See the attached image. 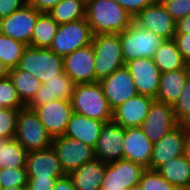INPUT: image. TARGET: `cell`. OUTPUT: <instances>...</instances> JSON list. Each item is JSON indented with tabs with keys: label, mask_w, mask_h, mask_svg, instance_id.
<instances>
[{
	"label": "cell",
	"mask_w": 190,
	"mask_h": 190,
	"mask_svg": "<svg viewBox=\"0 0 190 190\" xmlns=\"http://www.w3.org/2000/svg\"><path fill=\"white\" fill-rule=\"evenodd\" d=\"M85 19L93 35L121 33L133 21L116 0H86Z\"/></svg>",
	"instance_id": "obj_1"
},
{
	"label": "cell",
	"mask_w": 190,
	"mask_h": 190,
	"mask_svg": "<svg viewBox=\"0 0 190 190\" xmlns=\"http://www.w3.org/2000/svg\"><path fill=\"white\" fill-rule=\"evenodd\" d=\"M72 110L87 118L112 121L113 110L107 102L99 82L76 84L71 98Z\"/></svg>",
	"instance_id": "obj_2"
},
{
	"label": "cell",
	"mask_w": 190,
	"mask_h": 190,
	"mask_svg": "<svg viewBox=\"0 0 190 190\" xmlns=\"http://www.w3.org/2000/svg\"><path fill=\"white\" fill-rule=\"evenodd\" d=\"M96 82L125 67L119 33L93 35Z\"/></svg>",
	"instance_id": "obj_3"
},
{
	"label": "cell",
	"mask_w": 190,
	"mask_h": 190,
	"mask_svg": "<svg viewBox=\"0 0 190 190\" xmlns=\"http://www.w3.org/2000/svg\"><path fill=\"white\" fill-rule=\"evenodd\" d=\"M17 67L32 74L42 84L64 71L63 57L58 56L50 48L31 46L24 49Z\"/></svg>",
	"instance_id": "obj_4"
},
{
	"label": "cell",
	"mask_w": 190,
	"mask_h": 190,
	"mask_svg": "<svg viewBox=\"0 0 190 190\" xmlns=\"http://www.w3.org/2000/svg\"><path fill=\"white\" fill-rule=\"evenodd\" d=\"M125 64L139 58H152L164 39L137 25L134 21L119 33Z\"/></svg>",
	"instance_id": "obj_5"
},
{
	"label": "cell",
	"mask_w": 190,
	"mask_h": 190,
	"mask_svg": "<svg viewBox=\"0 0 190 190\" xmlns=\"http://www.w3.org/2000/svg\"><path fill=\"white\" fill-rule=\"evenodd\" d=\"M14 138L27 152L47 149L53 144L37 114L26 106L18 112Z\"/></svg>",
	"instance_id": "obj_6"
},
{
	"label": "cell",
	"mask_w": 190,
	"mask_h": 190,
	"mask_svg": "<svg viewBox=\"0 0 190 190\" xmlns=\"http://www.w3.org/2000/svg\"><path fill=\"white\" fill-rule=\"evenodd\" d=\"M93 34L85 18L59 25L50 49L58 56L64 57L76 49L92 43Z\"/></svg>",
	"instance_id": "obj_7"
},
{
	"label": "cell",
	"mask_w": 190,
	"mask_h": 190,
	"mask_svg": "<svg viewBox=\"0 0 190 190\" xmlns=\"http://www.w3.org/2000/svg\"><path fill=\"white\" fill-rule=\"evenodd\" d=\"M145 169L142 165L126 159L106 164L100 190H126L137 185Z\"/></svg>",
	"instance_id": "obj_8"
},
{
	"label": "cell",
	"mask_w": 190,
	"mask_h": 190,
	"mask_svg": "<svg viewBox=\"0 0 190 190\" xmlns=\"http://www.w3.org/2000/svg\"><path fill=\"white\" fill-rule=\"evenodd\" d=\"M52 147L56 151L61 166L67 175L84 163L96 158L92 146L64 135L53 138Z\"/></svg>",
	"instance_id": "obj_9"
},
{
	"label": "cell",
	"mask_w": 190,
	"mask_h": 190,
	"mask_svg": "<svg viewBox=\"0 0 190 190\" xmlns=\"http://www.w3.org/2000/svg\"><path fill=\"white\" fill-rule=\"evenodd\" d=\"M41 14L27 3L0 20V33L31 46L32 33Z\"/></svg>",
	"instance_id": "obj_10"
},
{
	"label": "cell",
	"mask_w": 190,
	"mask_h": 190,
	"mask_svg": "<svg viewBox=\"0 0 190 190\" xmlns=\"http://www.w3.org/2000/svg\"><path fill=\"white\" fill-rule=\"evenodd\" d=\"M178 125L173 106L154 100L140 128L145 136L155 143Z\"/></svg>",
	"instance_id": "obj_11"
},
{
	"label": "cell",
	"mask_w": 190,
	"mask_h": 190,
	"mask_svg": "<svg viewBox=\"0 0 190 190\" xmlns=\"http://www.w3.org/2000/svg\"><path fill=\"white\" fill-rule=\"evenodd\" d=\"M189 133L190 129L187 125L179 124L158 142L153 143L150 169L157 170L169 160L182 156Z\"/></svg>",
	"instance_id": "obj_12"
},
{
	"label": "cell",
	"mask_w": 190,
	"mask_h": 190,
	"mask_svg": "<svg viewBox=\"0 0 190 190\" xmlns=\"http://www.w3.org/2000/svg\"><path fill=\"white\" fill-rule=\"evenodd\" d=\"M33 110L52 138L63 136L73 113L71 101L56 99Z\"/></svg>",
	"instance_id": "obj_13"
},
{
	"label": "cell",
	"mask_w": 190,
	"mask_h": 190,
	"mask_svg": "<svg viewBox=\"0 0 190 190\" xmlns=\"http://www.w3.org/2000/svg\"><path fill=\"white\" fill-rule=\"evenodd\" d=\"M136 86L137 93L156 99L161 72L152 58H139L125 64Z\"/></svg>",
	"instance_id": "obj_14"
},
{
	"label": "cell",
	"mask_w": 190,
	"mask_h": 190,
	"mask_svg": "<svg viewBox=\"0 0 190 190\" xmlns=\"http://www.w3.org/2000/svg\"><path fill=\"white\" fill-rule=\"evenodd\" d=\"M133 21L164 40L173 39L176 32V21L162 4L154 3L147 6L133 18Z\"/></svg>",
	"instance_id": "obj_15"
},
{
	"label": "cell",
	"mask_w": 190,
	"mask_h": 190,
	"mask_svg": "<svg viewBox=\"0 0 190 190\" xmlns=\"http://www.w3.org/2000/svg\"><path fill=\"white\" fill-rule=\"evenodd\" d=\"M99 83L112 110L138 94L126 67L115 70L111 75L101 79Z\"/></svg>",
	"instance_id": "obj_16"
},
{
	"label": "cell",
	"mask_w": 190,
	"mask_h": 190,
	"mask_svg": "<svg viewBox=\"0 0 190 190\" xmlns=\"http://www.w3.org/2000/svg\"><path fill=\"white\" fill-rule=\"evenodd\" d=\"M64 72L75 84L96 83L95 57L92 44L63 57Z\"/></svg>",
	"instance_id": "obj_17"
},
{
	"label": "cell",
	"mask_w": 190,
	"mask_h": 190,
	"mask_svg": "<svg viewBox=\"0 0 190 190\" xmlns=\"http://www.w3.org/2000/svg\"><path fill=\"white\" fill-rule=\"evenodd\" d=\"M124 139L125 128L113 121L106 122L94 147L95 157L105 164L123 159Z\"/></svg>",
	"instance_id": "obj_18"
},
{
	"label": "cell",
	"mask_w": 190,
	"mask_h": 190,
	"mask_svg": "<svg viewBox=\"0 0 190 190\" xmlns=\"http://www.w3.org/2000/svg\"><path fill=\"white\" fill-rule=\"evenodd\" d=\"M26 172L28 178H62L64 172L54 148L29 151L26 157Z\"/></svg>",
	"instance_id": "obj_19"
},
{
	"label": "cell",
	"mask_w": 190,
	"mask_h": 190,
	"mask_svg": "<svg viewBox=\"0 0 190 190\" xmlns=\"http://www.w3.org/2000/svg\"><path fill=\"white\" fill-rule=\"evenodd\" d=\"M154 100L152 97L137 94L113 110L112 121L123 128L140 127Z\"/></svg>",
	"instance_id": "obj_20"
},
{
	"label": "cell",
	"mask_w": 190,
	"mask_h": 190,
	"mask_svg": "<svg viewBox=\"0 0 190 190\" xmlns=\"http://www.w3.org/2000/svg\"><path fill=\"white\" fill-rule=\"evenodd\" d=\"M75 85L74 81L63 71L57 77L41 84L26 107H40L56 99L71 101Z\"/></svg>",
	"instance_id": "obj_21"
},
{
	"label": "cell",
	"mask_w": 190,
	"mask_h": 190,
	"mask_svg": "<svg viewBox=\"0 0 190 190\" xmlns=\"http://www.w3.org/2000/svg\"><path fill=\"white\" fill-rule=\"evenodd\" d=\"M122 147L123 159L150 169L153 143L145 136L140 127L125 128V139Z\"/></svg>",
	"instance_id": "obj_22"
},
{
	"label": "cell",
	"mask_w": 190,
	"mask_h": 190,
	"mask_svg": "<svg viewBox=\"0 0 190 190\" xmlns=\"http://www.w3.org/2000/svg\"><path fill=\"white\" fill-rule=\"evenodd\" d=\"M105 123L104 121L87 118L86 116L73 112L64 136L79 140L94 148Z\"/></svg>",
	"instance_id": "obj_23"
},
{
	"label": "cell",
	"mask_w": 190,
	"mask_h": 190,
	"mask_svg": "<svg viewBox=\"0 0 190 190\" xmlns=\"http://www.w3.org/2000/svg\"><path fill=\"white\" fill-rule=\"evenodd\" d=\"M190 76V67L161 74L157 101L174 106L183 92L186 80Z\"/></svg>",
	"instance_id": "obj_24"
},
{
	"label": "cell",
	"mask_w": 190,
	"mask_h": 190,
	"mask_svg": "<svg viewBox=\"0 0 190 190\" xmlns=\"http://www.w3.org/2000/svg\"><path fill=\"white\" fill-rule=\"evenodd\" d=\"M106 164L95 158L84 163L68 175L72 179L75 190H100Z\"/></svg>",
	"instance_id": "obj_25"
},
{
	"label": "cell",
	"mask_w": 190,
	"mask_h": 190,
	"mask_svg": "<svg viewBox=\"0 0 190 190\" xmlns=\"http://www.w3.org/2000/svg\"><path fill=\"white\" fill-rule=\"evenodd\" d=\"M161 73L190 67L184 60L173 39L164 40L152 57Z\"/></svg>",
	"instance_id": "obj_26"
},
{
	"label": "cell",
	"mask_w": 190,
	"mask_h": 190,
	"mask_svg": "<svg viewBox=\"0 0 190 190\" xmlns=\"http://www.w3.org/2000/svg\"><path fill=\"white\" fill-rule=\"evenodd\" d=\"M157 171L169 183L181 190L190 188V163L183 155L169 160L161 165Z\"/></svg>",
	"instance_id": "obj_27"
},
{
	"label": "cell",
	"mask_w": 190,
	"mask_h": 190,
	"mask_svg": "<svg viewBox=\"0 0 190 190\" xmlns=\"http://www.w3.org/2000/svg\"><path fill=\"white\" fill-rule=\"evenodd\" d=\"M9 78L12 80L17 95L26 106L41 87V82L29 72L20 70L18 67L10 69Z\"/></svg>",
	"instance_id": "obj_28"
},
{
	"label": "cell",
	"mask_w": 190,
	"mask_h": 190,
	"mask_svg": "<svg viewBox=\"0 0 190 190\" xmlns=\"http://www.w3.org/2000/svg\"><path fill=\"white\" fill-rule=\"evenodd\" d=\"M27 151L15 139H0V169L26 168Z\"/></svg>",
	"instance_id": "obj_29"
},
{
	"label": "cell",
	"mask_w": 190,
	"mask_h": 190,
	"mask_svg": "<svg viewBox=\"0 0 190 190\" xmlns=\"http://www.w3.org/2000/svg\"><path fill=\"white\" fill-rule=\"evenodd\" d=\"M86 0H61L47 13L59 24L85 18Z\"/></svg>",
	"instance_id": "obj_30"
},
{
	"label": "cell",
	"mask_w": 190,
	"mask_h": 190,
	"mask_svg": "<svg viewBox=\"0 0 190 190\" xmlns=\"http://www.w3.org/2000/svg\"><path fill=\"white\" fill-rule=\"evenodd\" d=\"M58 27L59 24L48 13H41L32 33L31 47L50 48Z\"/></svg>",
	"instance_id": "obj_31"
},
{
	"label": "cell",
	"mask_w": 190,
	"mask_h": 190,
	"mask_svg": "<svg viewBox=\"0 0 190 190\" xmlns=\"http://www.w3.org/2000/svg\"><path fill=\"white\" fill-rule=\"evenodd\" d=\"M26 47L23 42L0 33V60L9 70L18 66Z\"/></svg>",
	"instance_id": "obj_32"
},
{
	"label": "cell",
	"mask_w": 190,
	"mask_h": 190,
	"mask_svg": "<svg viewBox=\"0 0 190 190\" xmlns=\"http://www.w3.org/2000/svg\"><path fill=\"white\" fill-rule=\"evenodd\" d=\"M25 105L19 99L12 80L7 77L0 80V108L20 110Z\"/></svg>",
	"instance_id": "obj_33"
},
{
	"label": "cell",
	"mask_w": 190,
	"mask_h": 190,
	"mask_svg": "<svg viewBox=\"0 0 190 190\" xmlns=\"http://www.w3.org/2000/svg\"><path fill=\"white\" fill-rule=\"evenodd\" d=\"M139 184L143 190H181L169 183L157 170L146 168Z\"/></svg>",
	"instance_id": "obj_34"
},
{
	"label": "cell",
	"mask_w": 190,
	"mask_h": 190,
	"mask_svg": "<svg viewBox=\"0 0 190 190\" xmlns=\"http://www.w3.org/2000/svg\"><path fill=\"white\" fill-rule=\"evenodd\" d=\"M174 115L180 125H190V76L185 82L183 92L173 106Z\"/></svg>",
	"instance_id": "obj_35"
},
{
	"label": "cell",
	"mask_w": 190,
	"mask_h": 190,
	"mask_svg": "<svg viewBox=\"0 0 190 190\" xmlns=\"http://www.w3.org/2000/svg\"><path fill=\"white\" fill-rule=\"evenodd\" d=\"M26 168H3L0 169V187L27 186Z\"/></svg>",
	"instance_id": "obj_36"
},
{
	"label": "cell",
	"mask_w": 190,
	"mask_h": 190,
	"mask_svg": "<svg viewBox=\"0 0 190 190\" xmlns=\"http://www.w3.org/2000/svg\"><path fill=\"white\" fill-rule=\"evenodd\" d=\"M19 110L0 108V139H12L16 132Z\"/></svg>",
	"instance_id": "obj_37"
},
{
	"label": "cell",
	"mask_w": 190,
	"mask_h": 190,
	"mask_svg": "<svg viewBox=\"0 0 190 190\" xmlns=\"http://www.w3.org/2000/svg\"><path fill=\"white\" fill-rule=\"evenodd\" d=\"M165 7L176 22L190 14V0H171Z\"/></svg>",
	"instance_id": "obj_38"
},
{
	"label": "cell",
	"mask_w": 190,
	"mask_h": 190,
	"mask_svg": "<svg viewBox=\"0 0 190 190\" xmlns=\"http://www.w3.org/2000/svg\"><path fill=\"white\" fill-rule=\"evenodd\" d=\"M133 18L147 6L154 4V0H116Z\"/></svg>",
	"instance_id": "obj_39"
},
{
	"label": "cell",
	"mask_w": 190,
	"mask_h": 190,
	"mask_svg": "<svg viewBox=\"0 0 190 190\" xmlns=\"http://www.w3.org/2000/svg\"><path fill=\"white\" fill-rule=\"evenodd\" d=\"M173 40L184 60L190 65V33L175 32Z\"/></svg>",
	"instance_id": "obj_40"
},
{
	"label": "cell",
	"mask_w": 190,
	"mask_h": 190,
	"mask_svg": "<svg viewBox=\"0 0 190 190\" xmlns=\"http://www.w3.org/2000/svg\"><path fill=\"white\" fill-rule=\"evenodd\" d=\"M57 179L59 177L28 178L27 186L31 190H52Z\"/></svg>",
	"instance_id": "obj_41"
},
{
	"label": "cell",
	"mask_w": 190,
	"mask_h": 190,
	"mask_svg": "<svg viewBox=\"0 0 190 190\" xmlns=\"http://www.w3.org/2000/svg\"><path fill=\"white\" fill-rule=\"evenodd\" d=\"M27 0H0V20L22 8Z\"/></svg>",
	"instance_id": "obj_42"
},
{
	"label": "cell",
	"mask_w": 190,
	"mask_h": 190,
	"mask_svg": "<svg viewBox=\"0 0 190 190\" xmlns=\"http://www.w3.org/2000/svg\"><path fill=\"white\" fill-rule=\"evenodd\" d=\"M61 0H27V4L34 7L41 13H47L56 6Z\"/></svg>",
	"instance_id": "obj_43"
},
{
	"label": "cell",
	"mask_w": 190,
	"mask_h": 190,
	"mask_svg": "<svg viewBox=\"0 0 190 190\" xmlns=\"http://www.w3.org/2000/svg\"><path fill=\"white\" fill-rule=\"evenodd\" d=\"M52 190H75L72 179L69 175L59 178L55 181Z\"/></svg>",
	"instance_id": "obj_44"
},
{
	"label": "cell",
	"mask_w": 190,
	"mask_h": 190,
	"mask_svg": "<svg viewBox=\"0 0 190 190\" xmlns=\"http://www.w3.org/2000/svg\"><path fill=\"white\" fill-rule=\"evenodd\" d=\"M176 32L190 33V14L176 22Z\"/></svg>",
	"instance_id": "obj_45"
},
{
	"label": "cell",
	"mask_w": 190,
	"mask_h": 190,
	"mask_svg": "<svg viewBox=\"0 0 190 190\" xmlns=\"http://www.w3.org/2000/svg\"><path fill=\"white\" fill-rule=\"evenodd\" d=\"M183 156L190 163V133L188 134V137H187L186 142H185Z\"/></svg>",
	"instance_id": "obj_46"
},
{
	"label": "cell",
	"mask_w": 190,
	"mask_h": 190,
	"mask_svg": "<svg viewBox=\"0 0 190 190\" xmlns=\"http://www.w3.org/2000/svg\"><path fill=\"white\" fill-rule=\"evenodd\" d=\"M9 71L7 66L0 60V80L9 77Z\"/></svg>",
	"instance_id": "obj_47"
},
{
	"label": "cell",
	"mask_w": 190,
	"mask_h": 190,
	"mask_svg": "<svg viewBox=\"0 0 190 190\" xmlns=\"http://www.w3.org/2000/svg\"><path fill=\"white\" fill-rule=\"evenodd\" d=\"M126 190H143V188L141 187L140 184H137V185H134L132 187H129L128 189Z\"/></svg>",
	"instance_id": "obj_48"
},
{
	"label": "cell",
	"mask_w": 190,
	"mask_h": 190,
	"mask_svg": "<svg viewBox=\"0 0 190 190\" xmlns=\"http://www.w3.org/2000/svg\"><path fill=\"white\" fill-rule=\"evenodd\" d=\"M171 0H154L156 4L165 5L166 3L170 2Z\"/></svg>",
	"instance_id": "obj_49"
},
{
	"label": "cell",
	"mask_w": 190,
	"mask_h": 190,
	"mask_svg": "<svg viewBox=\"0 0 190 190\" xmlns=\"http://www.w3.org/2000/svg\"><path fill=\"white\" fill-rule=\"evenodd\" d=\"M1 190H21V186L20 187H6V188H1Z\"/></svg>",
	"instance_id": "obj_50"
},
{
	"label": "cell",
	"mask_w": 190,
	"mask_h": 190,
	"mask_svg": "<svg viewBox=\"0 0 190 190\" xmlns=\"http://www.w3.org/2000/svg\"><path fill=\"white\" fill-rule=\"evenodd\" d=\"M21 190H31L28 186H21Z\"/></svg>",
	"instance_id": "obj_51"
}]
</instances>
